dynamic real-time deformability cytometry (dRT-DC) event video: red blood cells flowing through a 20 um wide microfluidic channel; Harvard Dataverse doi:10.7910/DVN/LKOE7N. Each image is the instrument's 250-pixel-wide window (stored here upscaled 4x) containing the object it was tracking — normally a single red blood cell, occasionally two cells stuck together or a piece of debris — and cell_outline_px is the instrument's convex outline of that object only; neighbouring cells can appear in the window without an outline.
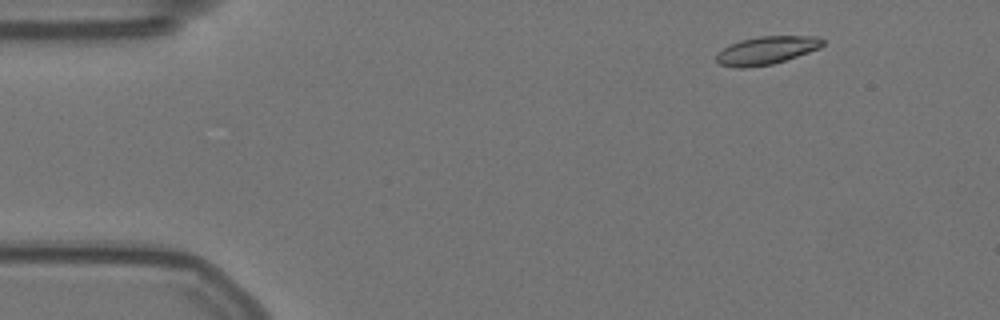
{"species": "Egyptian fruit bat (a non-hibernating species)", "species_latin": "Rousettus aegyptiacus", "temperature_condition": "warm", "stored_images_in_passage": 52, "camera_frame_rate_fps": 3000, "um_per_image_px": 0.085, "animal": {"sex": "female"}, "frame": {"image": 1, "passage_image": 2, "time_ms": 0.333, "image_size_px": [1000, 320], "cell_outline_px": [[824, 44], [820, 48], [772, 64], [744, 68], [732, 68], [720, 64], [716, 60], [716, 52], [740, 40], [756, 36], [816, 36], [824, 40]], "centroid_in_image_um": [65.12, 4.28], "position_along_channel_um": 19.9, "area_um2": 17.34}}
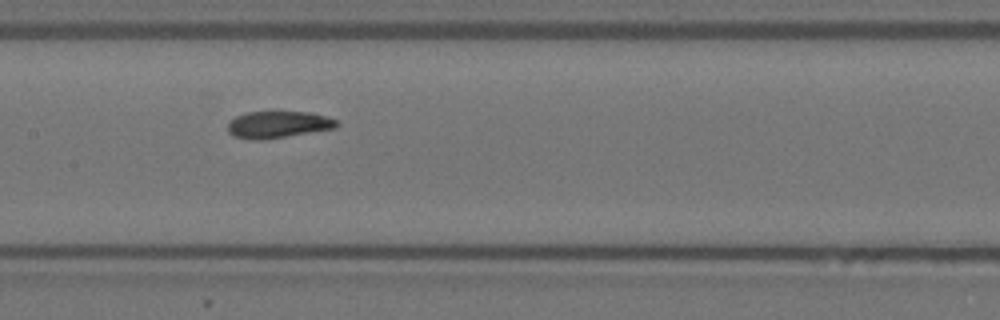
{"frame": {"image": 2, "passage_image": 23, "time_ms": 7.333, "image_size_px": [1000, 320], "cell_outline_px": [[340, 124], [336, 128], [264, 140], [252, 140], [232, 136], [228, 132], [228, 124], [236, 116], [248, 112], [308, 112], [328, 116], [336, 120]], "centroid_in_image_um": [23.65, 10.6], "position_along_channel_um": 183.7, "area_um2": 17.11}}
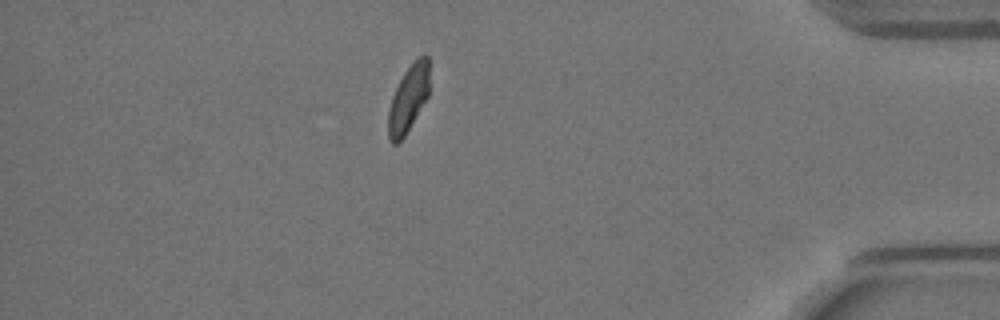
{"frame": {"image": 3, "passage_image": 45, "time_ms": 14.667, "image_size_px": [1000, 320], "cell_outline_px": [[428, 96], [404, 136], [396, 144], [392, 144], [388, 140], [388, 112], [392, 96], [404, 72], [412, 60], [416, 56], [424, 52], [428, 56]], "centroid_in_image_um": [34.7, 8.33], "position_along_channel_um": 400.5, "area_um2": 16.01}, "authors_computed_cell_mechanics": {"area_um2": 17.6001, "velocity_mm_per_s": 3.538, "shape_relaxation_time_tau1_ms": 8.1557, "shape_relaxation_time_tau2_ms": 1.82, "deformation_change_tau1": 0.2124, "deformation_change_tau2": 0.0687}}